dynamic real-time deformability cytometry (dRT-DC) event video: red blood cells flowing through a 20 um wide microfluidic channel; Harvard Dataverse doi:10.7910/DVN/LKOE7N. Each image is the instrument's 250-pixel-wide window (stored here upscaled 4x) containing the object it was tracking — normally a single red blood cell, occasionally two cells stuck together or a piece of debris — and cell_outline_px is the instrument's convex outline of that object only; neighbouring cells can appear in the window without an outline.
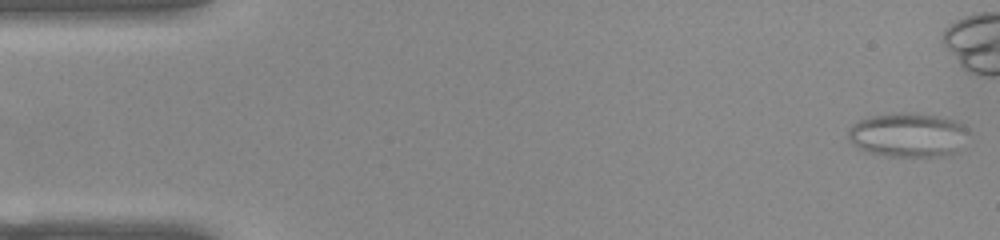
{"species": "common noctule bat (a hibernating species)", "species_latin": "Nyctalus noctula", "temperature_condition": "warm", "stored_images_in_passage": 42, "camera_frame_rate_fps": 3000, "um_per_image_px": 0.085, "animal": {"sex": "female", "body_mass_g": 22.0, "forearm_length_mm": 56.7}, "frame": {"image": 1, "passage_image": 1, "time_ms": 0.0, "image_size_px": [1000, 240], "cell_outline_px": [[968, 132], [956, 152], [952, 156], [884, 156], [864, 152], [856, 148], [848, 140], [848, 128], [852, 124], [860, 120], [872, 116], [896, 112], [916, 112], [936, 116], [952, 120], [960, 124]], "centroid_in_image_um": [77.1, 11.48], "position_along_channel_um": 7.9, "area_um2": 31.21}}
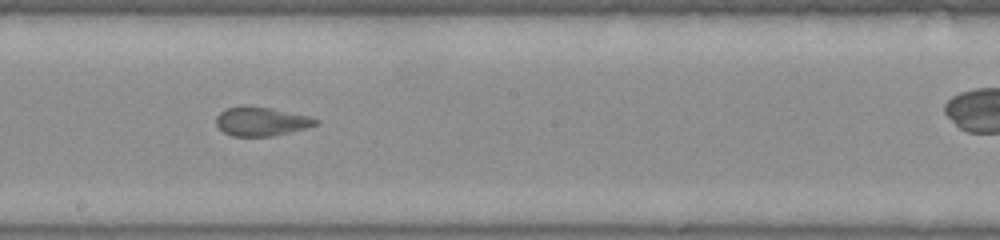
{"frame": {"image": 2, "passage_image": 28, "time_ms": 9.0, "image_size_px": [1000, 240], "cell_outline_px": [[320, 124], [272, 136], [232, 136], [224, 132], [216, 124], [216, 116], [224, 108], [244, 104], [268, 108], [312, 116], [320, 120]], "centroid_in_image_um": [22.2, 10.3], "position_along_channel_um": 226.0, "area_um2": 16.94}}
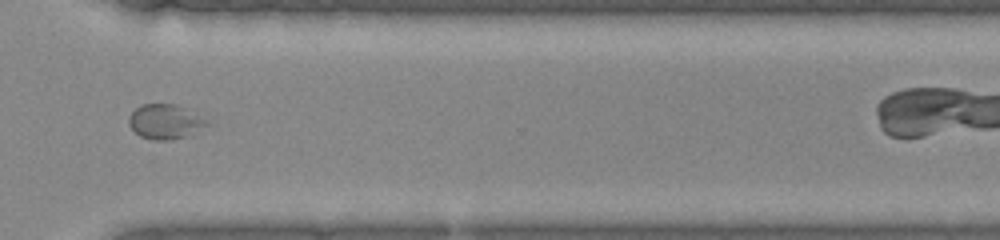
{"frame": {"image": 3, "passage_image": 38, "time_ms": 12.333, "image_size_px": [1000, 240], "cell_outline_px": [[208, 124], [188, 136], [168, 140], [152, 140], [140, 136], [128, 124], [128, 116], [140, 104], [176, 104], [208, 120]], "centroid_in_image_um": [14.0, 10.34], "position_along_channel_um": 356.6, "area_um2": 15.66}}